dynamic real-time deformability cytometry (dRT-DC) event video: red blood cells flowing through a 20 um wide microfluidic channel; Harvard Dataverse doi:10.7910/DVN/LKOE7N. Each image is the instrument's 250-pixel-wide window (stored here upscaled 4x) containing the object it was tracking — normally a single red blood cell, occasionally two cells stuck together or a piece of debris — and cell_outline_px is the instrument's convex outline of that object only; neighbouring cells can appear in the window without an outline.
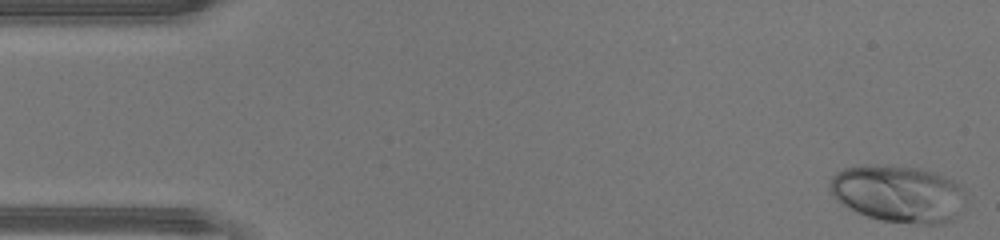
{"species": "human", "species_latin": "Homo sapiens", "temperature_condition": "warm", "stored_images_in_passage": 39, "camera_frame_rate_fps": 3000, "um_per_image_px": 0.085, "donor": {"sex": "male"}, "frame": {"image": 1, "passage_image": 1, "time_ms": 0.0, "image_size_px": [1000, 240], "cell_outline_px": [[964, 204], [960, 212], [952, 220], [944, 224], [920, 224], [880, 220], [868, 216], [836, 200], [828, 188], [828, 184], [832, 176], [836, 172], [844, 168], [864, 164], [876, 164], [916, 168], [932, 172], [944, 176], [960, 184], [964, 188]], "centroid_in_image_um": [76.36, 16.46], "position_along_channel_um": 8.6, "area_um2": 45.37}}
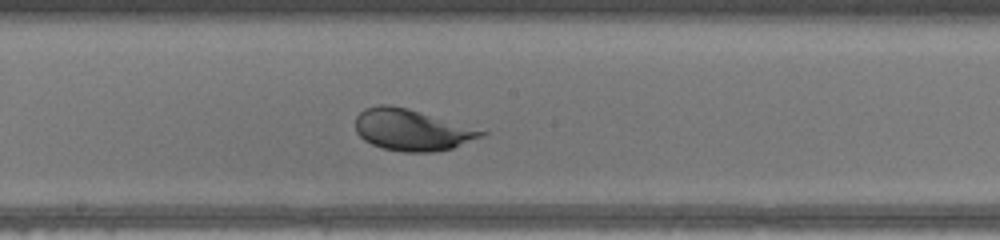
{"frame": {"image": 2, "passage_image": 24, "time_ms": 7.667, "image_size_px": [1000, 240], "cell_outline_px": [[488, 132], [484, 136], [452, 148], [432, 152], [404, 152], [380, 148], [364, 140], [356, 132], [356, 116], [364, 108], [380, 104], [388, 104], [408, 108]], "centroid_in_image_um": [34.96, 11.04], "position_along_channel_um": 213.2, "area_um2": 30.23}}
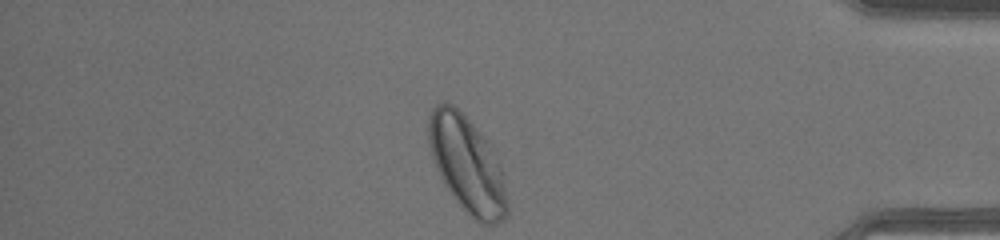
{"frame": {"image": 3, "passage_image": 39, "time_ms": 12.667, "image_size_px": [1000, 240], "cell_outline_px": [[508, 212], [504, 220], [492, 224], [480, 224], [456, 200], [444, 184], [436, 168], [428, 144], [428, 116], [432, 108], [436, 104], [452, 104], [484, 136], [496, 152], [504, 172], [508, 200]], "centroid_in_image_um": [39.74, 14.0], "position_along_channel_um": 395.5, "area_um2": 44.22}, "authors_computed_cell_mechanics": {"area_um2": 38.2636, "velocity_mm_per_s": 4.4174, "shape_relaxation_time_tau1_ms": 2.045, "shape_relaxation_time_tau2_ms": null, "deformation_change_tau1": 0.1595, "deformation_change_tau2": null}}